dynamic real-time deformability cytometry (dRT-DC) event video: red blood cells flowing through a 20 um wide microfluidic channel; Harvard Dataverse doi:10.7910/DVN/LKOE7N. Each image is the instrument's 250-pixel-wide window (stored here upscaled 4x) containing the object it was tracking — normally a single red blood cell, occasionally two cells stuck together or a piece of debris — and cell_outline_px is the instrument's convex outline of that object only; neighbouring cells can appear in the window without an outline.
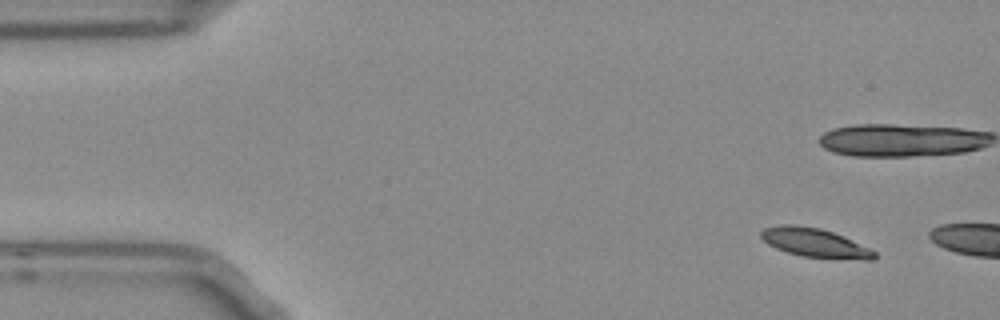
{"species": "Egyptian fruit bat (a non-hibernating species)", "species_latin": "Rousettus aegyptiacus", "temperature_condition": "room temperature", "stored_images_in_passage": 10, "camera_frame_rate_fps": 3000, "um_per_image_px": 0.085, "frame": {"image": 1, "passage_image": 4, "time_ms": 1.0, "image_size_px": [1000, 320], "cell_outline_px": [[876, 256], [872, 260], [864, 260], [804, 256], [788, 252], [776, 248], [768, 244], [760, 236], [760, 232], [764, 228], [776, 224], [796, 224], [820, 228], [832, 232], [868, 248], [876, 252]], "centroid_in_image_um": [69.21, 20.62], "position_along_channel_um": 15.8, "area_um2": 18.84}}